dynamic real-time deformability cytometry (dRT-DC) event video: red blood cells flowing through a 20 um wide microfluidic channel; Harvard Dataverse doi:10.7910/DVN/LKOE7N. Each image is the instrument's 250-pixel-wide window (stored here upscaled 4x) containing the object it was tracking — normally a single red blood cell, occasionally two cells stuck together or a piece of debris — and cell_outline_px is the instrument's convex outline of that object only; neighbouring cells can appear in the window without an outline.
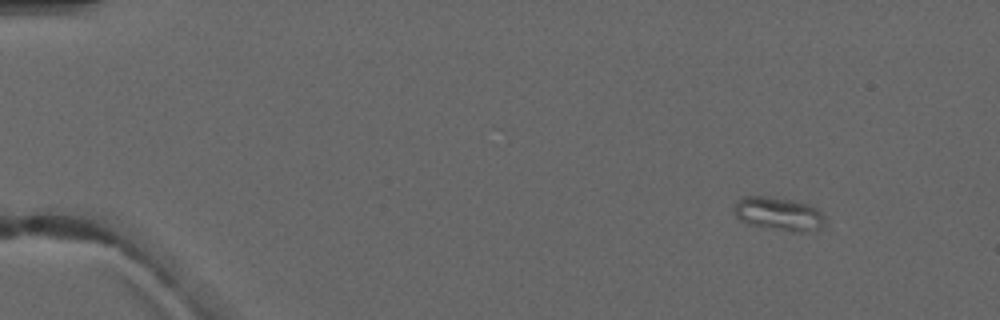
{"species": "common noctule bat (a hibernating species)", "species_latin": "Nyctalus noctula", "temperature_condition": "warm", "stored_images_in_passage": 5, "camera_frame_rate_fps": 3000, "um_per_image_px": 0.085, "animal": {"sex": "male", "forearm_length_mm": 52.5}, "frame": {"image": 1, "passage_image": 1, "time_ms": 0.0, "image_size_px": [1000, 320], "cell_outline_px": [[824, 224], [816, 232], [792, 232], [748, 224], [740, 220], [736, 216], [736, 200], [744, 196], [764, 196], [792, 200], [808, 204], [816, 208], [824, 216]], "centroid_in_image_um": [66.22, 18.19], "position_along_channel_um": 18.8, "area_um2": 17.69}}
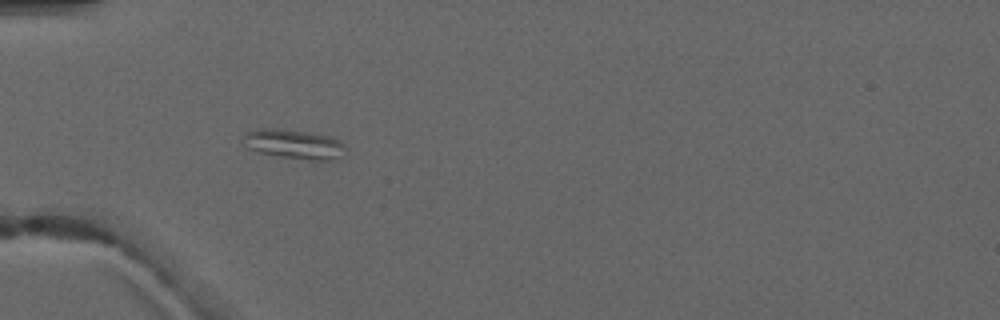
{"frame": {"image": 2, "passage_image": 4, "time_ms": 3.667, "image_size_px": [1000, 320], "cell_outline_px": [[344, 156], [328, 160], [308, 160], [280, 156], [260, 152], [248, 148], [244, 136], [244, 132], [260, 128], [276, 128], [308, 132], [332, 136], [340, 140], [344, 144]], "centroid_in_image_um": [25.04, 12.24], "position_along_channel_um": 60.0, "area_um2": 17.51}}
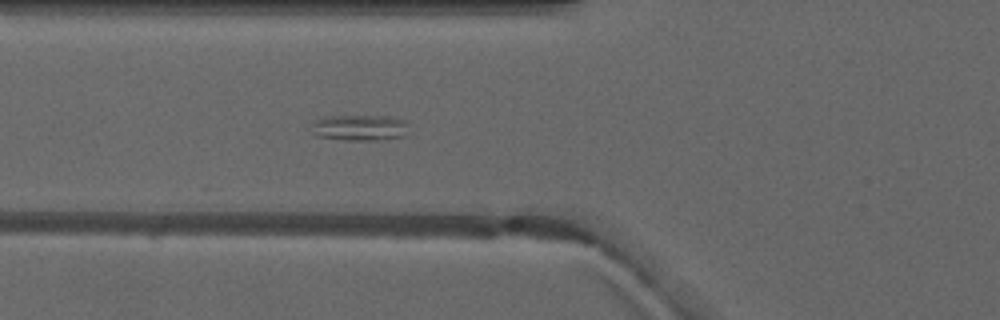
{"frame": {"image": 3, "passage_image": 5, "time_ms": 4.667, "image_size_px": [1000, 320], "cell_outline_px": [[408, 124], [404, 136], [376, 140], [344, 140], [316, 136], [308, 132], [312, 120], [324, 116], [392, 116], [404, 120]], "centroid_in_image_um": [30.46, 10.84], "position_along_channel_um": 95.3, "area_um2": 15.09}}